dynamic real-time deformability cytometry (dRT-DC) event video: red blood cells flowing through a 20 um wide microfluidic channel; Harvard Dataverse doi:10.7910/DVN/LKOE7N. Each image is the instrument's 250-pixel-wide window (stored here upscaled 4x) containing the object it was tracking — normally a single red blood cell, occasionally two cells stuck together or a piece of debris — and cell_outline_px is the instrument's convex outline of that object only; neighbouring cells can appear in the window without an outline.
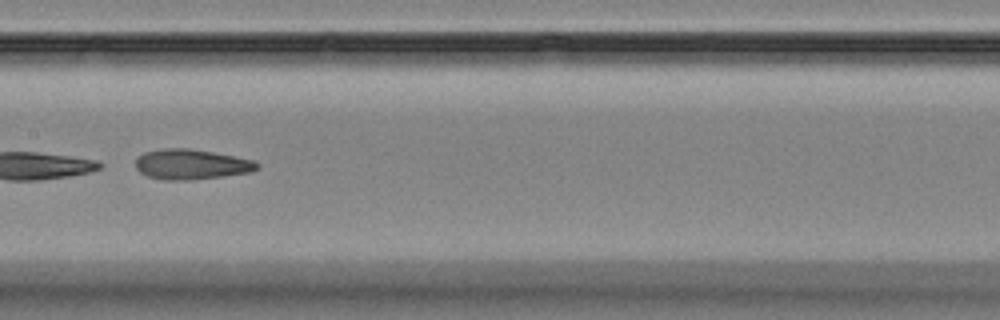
{"species": "Egyptian fruit bat (a non-hibernating species)", "species_latin": "Rousettus aegyptiacus", "temperature_condition": "room temperature", "stored_images_in_passage": 11, "camera_frame_rate_fps": 3000, "um_per_image_px": 0.085, "animal": {"sex": "female"}, "frame": {"image": 1, "passage_image": 8, "time_ms": 8.333, "image_size_px": [1000, 320], "cell_outline_px": [[260, 168], [252, 172], [224, 176], [188, 180], [164, 180], [148, 176], [140, 172], [136, 168], [136, 160], [144, 152], [164, 148], [192, 148], [256, 160], [260, 164]], "centroid_in_image_um": [16.32, 13.96], "position_along_channel_um": 191.1, "area_um2": 21.56}}